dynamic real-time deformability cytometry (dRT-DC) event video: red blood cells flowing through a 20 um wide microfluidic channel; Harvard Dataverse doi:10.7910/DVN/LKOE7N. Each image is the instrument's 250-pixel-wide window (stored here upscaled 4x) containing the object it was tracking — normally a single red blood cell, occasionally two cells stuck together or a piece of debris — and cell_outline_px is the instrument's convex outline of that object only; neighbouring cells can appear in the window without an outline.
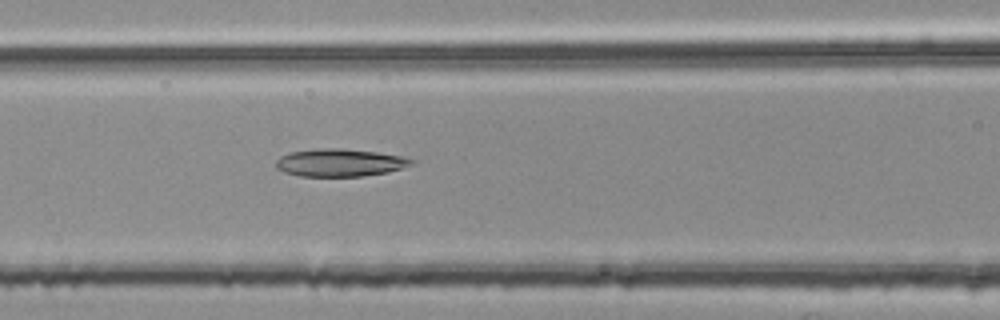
{"species": "common noctule bat (a hibernating species)", "species_latin": "Nyctalus noctula", "temperature_condition": "room temperature", "stored_images_in_passage": 30, "camera_frame_rate_fps": 3000, "um_per_image_px": 0.085, "animal": {"sex": "female", "body_mass_g": 25.1}, "frame": {"image": 1, "passage_image": 7, "time_ms": 2.0, "image_size_px": [1000, 320], "cell_outline_px": [[416, 160], [412, 164], [388, 172], [360, 176], [300, 176], [284, 172], [276, 168], [276, 160], [280, 156], [288, 152], [320, 148], [340, 148], [376, 152], [400, 156]], "centroid_in_image_um": [28.84, 13.82], "position_along_channel_um": 137.8, "area_um2": 21.73}}
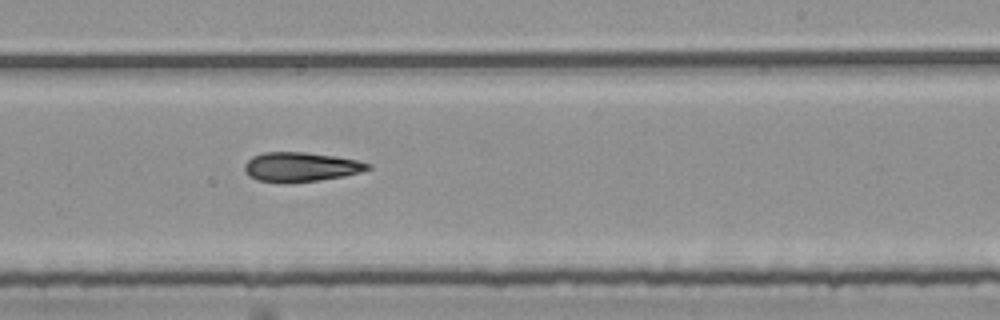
{"frame": {"image": 2, "passage_image": 17, "time_ms": 5.333, "image_size_px": [1000, 320], "cell_outline_px": [[372, 168], [360, 172], [344, 176], [320, 180], [256, 180], [248, 176], [244, 172], [244, 164], [252, 156], [264, 152], [304, 152], [336, 156], [356, 160], [372, 164]], "centroid_in_image_um": [25.58, 14.15], "position_along_channel_um": 263.4, "area_um2": 20.58}}
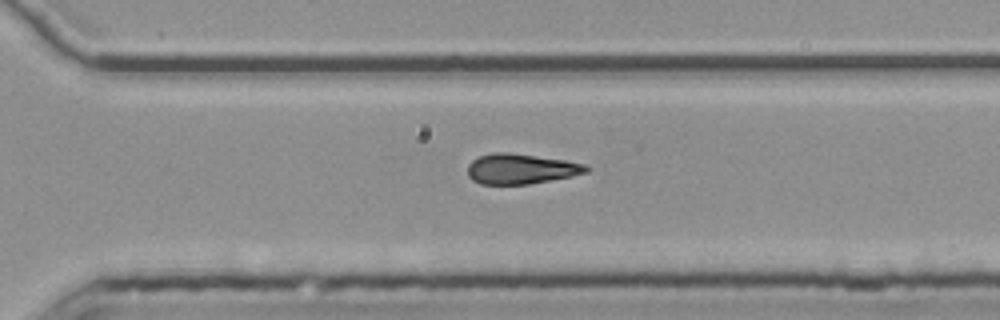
{"frame": {"image": 3, "passage_image": 22, "time_ms": 7.0, "image_size_px": [1000, 320], "cell_outline_px": [[592, 168], [588, 172], [572, 176], [528, 184], [480, 184], [472, 180], [468, 176], [468, 164], [472, 160], [480, 156], [492, 152], [508, 152], [564, 160], [584, 164]], "centroid_in_image_um": [44.26, 14.35], "position_along_channel_um": 326.3, "area_um2": 20.87}}